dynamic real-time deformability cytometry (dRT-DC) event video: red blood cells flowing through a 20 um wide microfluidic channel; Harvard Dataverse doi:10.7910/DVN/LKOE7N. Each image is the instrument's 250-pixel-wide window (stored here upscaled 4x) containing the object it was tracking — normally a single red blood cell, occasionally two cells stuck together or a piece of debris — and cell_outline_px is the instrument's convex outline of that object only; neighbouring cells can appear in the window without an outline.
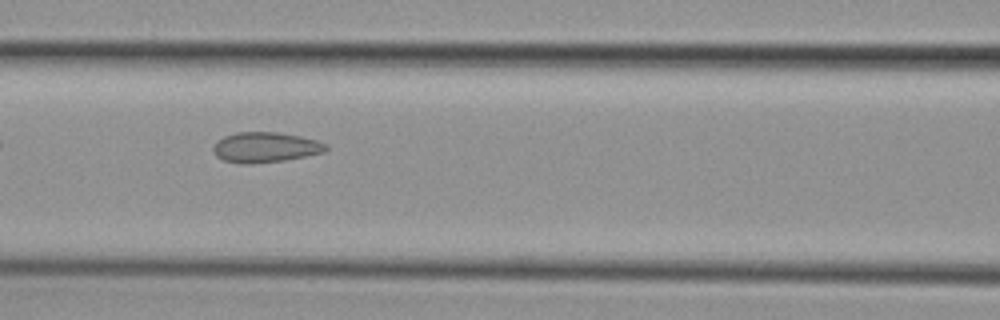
{"species": "common noctule bat (a hibernating species)", "species_latin": "Nyctalus noctula", "temperature_condition": "cold", "stored_images_in_passage": 9, "segment_of_instrument_passage": [2, 2], "camera_frame_rate_fps": 3000, "um_per_image_px": 0.085, "animal": {"sex": "female", "body_mass_g": 29.2, "forearm_length_mm": 56.3}, "frame": {"image": 1, "passage_image": 9, "time_ms": 10.0, "image_size_px": [1000, 320], "cell_outline_px": [[328, 148], [324, 152], [284, 160], [252, 164], [240, 164], [224, 160], [216, 156], [212, 148], [216, 140], [224, 136], [236, 132], [280, 132], [300, 136], [316, 140], [328, 144]], "centroid_in_image_um": [22.53, 12.51], "position_along_channel_um": 144.1, "area_um2": 20.0}}